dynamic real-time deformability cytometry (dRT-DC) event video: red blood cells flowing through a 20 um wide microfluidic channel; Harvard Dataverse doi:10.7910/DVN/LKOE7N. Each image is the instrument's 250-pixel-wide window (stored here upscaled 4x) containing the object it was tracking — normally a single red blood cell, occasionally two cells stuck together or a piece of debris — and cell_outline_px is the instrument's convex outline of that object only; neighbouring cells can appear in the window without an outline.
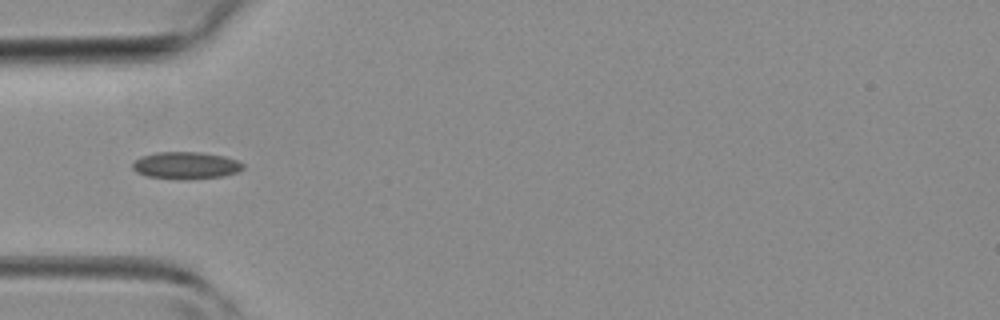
{"species": "common noctule bat (a hibernating species)", "species_latin": "Nyctalus noctula", "temperature_condition": "room temperature", "stored_images_in_passage": 9, "camera_frame_rate_fps": 3000, "um_per_image_px": 0.085, "animal": {"sex": "female", "body_mass_g": 19.3, "forearm_length_mm": 54.1}, "frame": {"image": 1, "passage_image": 1, "time_ms": 0.0, "image_size_px": [1000, 320], "cell_outline_px": [[244, 168], [240, 172], [224, 176], [188, 180], [148, 176], [136, 172], [132, 168], [132, 164], [140, 156], [156, 152], [200, 152], [224, 156], [236, 160], [244, 164]], "centroid_in_image_um": [15.83, 14.06], "position_along_channel_um": 69.2, "area_um2": 17.63}}
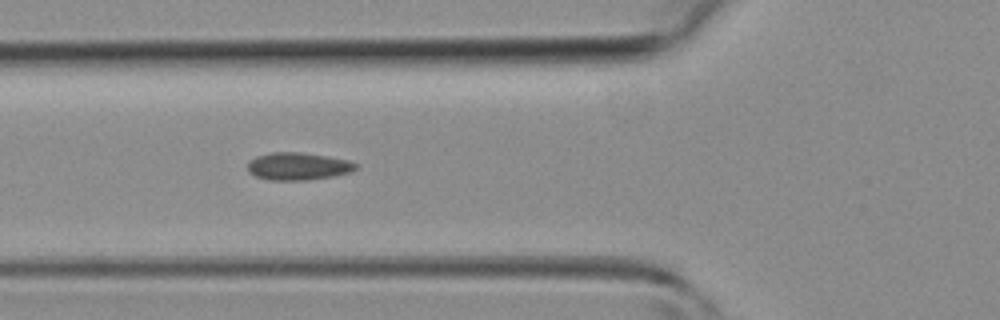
{"frame": {"image": 2, "passage_image": 3, "time_ms": 0.667, "image_size_px": [1000, 320], "cell_outline_px": [[356, 168], [348, 172], [332, 176], [308, 180], [268, 180], [256, 176], [248, 172], [248, 160], [256, 156], [272, 152], [300, 152], [328, 156], [348, 160], [356, 164]], "centroid_in_image_um": [25.28, 14.13], "position_along_channel_um": 100.5, "area_um2": 17.28}}